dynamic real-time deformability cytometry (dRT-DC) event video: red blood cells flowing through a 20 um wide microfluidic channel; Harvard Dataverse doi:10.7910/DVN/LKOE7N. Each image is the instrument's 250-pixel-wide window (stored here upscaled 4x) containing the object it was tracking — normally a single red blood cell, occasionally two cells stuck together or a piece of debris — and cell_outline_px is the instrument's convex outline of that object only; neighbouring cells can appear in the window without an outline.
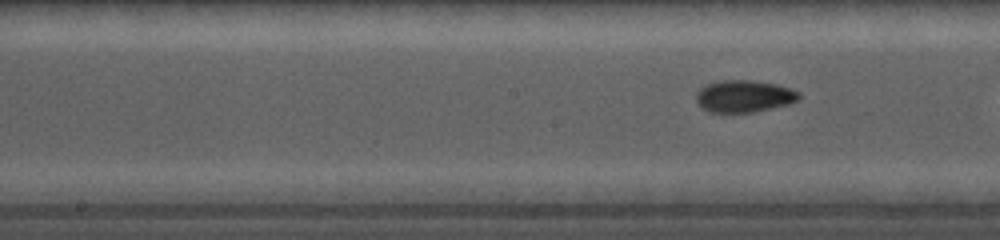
{"species": "common noctule bat (a hibernating species)", "species_latin": "Nyctalus noctula", "temperature_condition": "cold", "stored_images_in_passage": 26, "camera_frame_rate_fps": 5000, "um_per_image_px": 0.085, "animal": {"sex": "female", "body_mass_g": 19.0, "forearm_length_mm": 56.7}, "frame": {"image": 1, "passage_image": 9, "time_ms": 3.0, "image_size_px": [1000, 240], "cell_outline_px": [[800, 96], [796, 100], [788, 104], [752, 112], [708, 112], [700, 104], [696, 96], [708, 84], [732, 80], [744, 80], [772, 84], [788, 88], [796, 92]], "centroid_in_image_um": [63.25, 8.2], "position_along_channel_um": 184.9, "area_um2": 18.15}}